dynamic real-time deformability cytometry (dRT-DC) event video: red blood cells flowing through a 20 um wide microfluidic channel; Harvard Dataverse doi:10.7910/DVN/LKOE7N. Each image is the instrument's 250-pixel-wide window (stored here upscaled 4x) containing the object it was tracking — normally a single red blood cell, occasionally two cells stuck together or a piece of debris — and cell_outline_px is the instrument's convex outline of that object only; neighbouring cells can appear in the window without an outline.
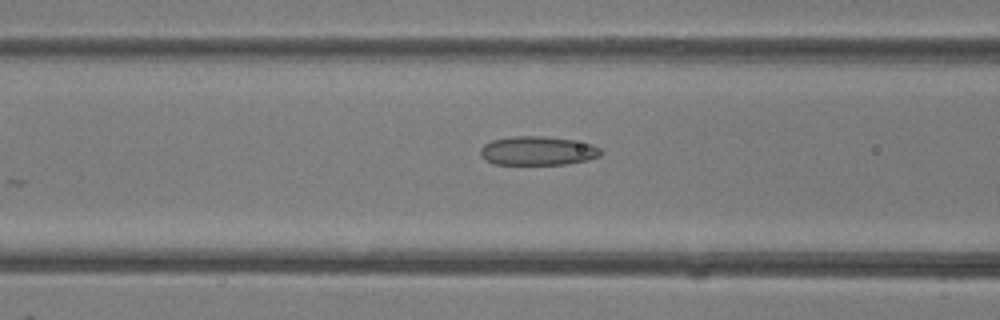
{"species": "common noctule bat (a hibernating species)", "species_latin": "Nyctalus noctula", "temperature_condition": "room temperature", "stored_images_in_passage": 22, "camera_frame_rate_fps": 3000, "um_per_image_px": 0.085, "animal": {"sex": "female"}, "frame": {"image": 1, "passage_image": 7, "time_ms": 2.0, "image_size_px": [1000, 320], "cell_outline_px": [[604, 152], [600, 156], [588, 160], [568, 164], [492, 164], [484, 160], [480, 156], [480, 148], [484, 144], [492, 140], [512, 136], [544, 136], [572, 140], [592, 144], [600, 148]], "centroid_in_image_um": [45.7, 12.82], "position_along_channel_um": 120.9, "area_um2": 20.52}}
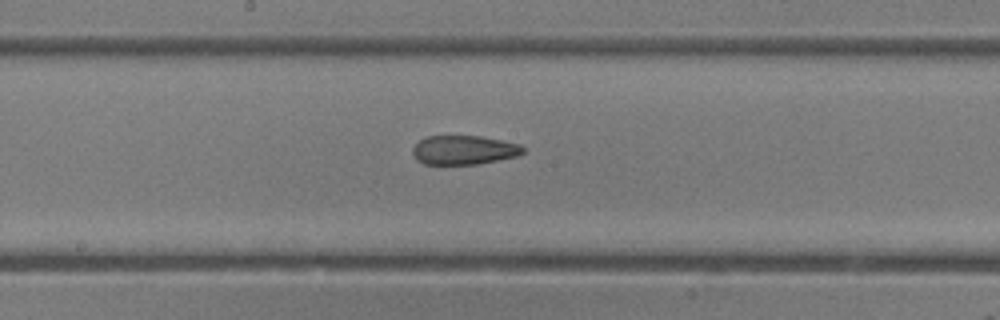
{"frame": {"image": 2, "passage_image": 12, "time_ms": 3.667, "image_size_px": [1000, 320], "cell_outline_px": [[524, 152], [516, 156], [476, 164], [424, 164], [416, 160], [412, 152], [412, 148], [420, 140], [428, 136], [480, 136], [520, 144], [524, 148]], "centroid_in_image_um": [39.4, 12.75], "position_along_channel_um": 208.8, "area_um2": 18.55}}
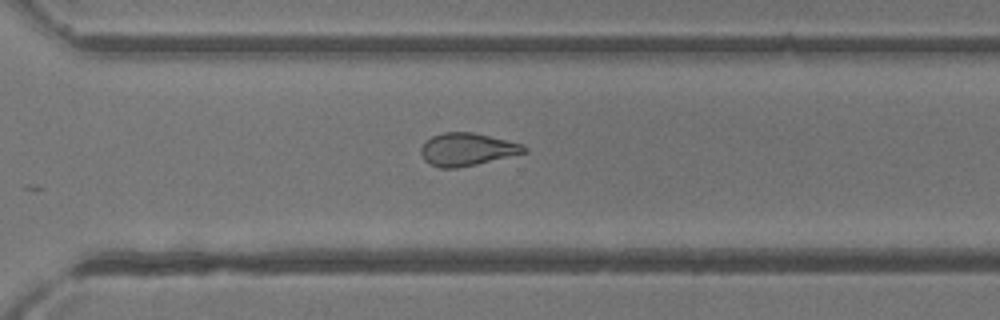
{"frame": {"image": 3, "passage_image": 19, "time_ms": 6.0, "image_size_px": [1000, 320], "cell_outline_px": [[528, 152], [476, 164], [456, 168], [440, 168], [428, 164], [424, 160], [420, 152], [420, 148], [424, 140], [432, 136], [444, 132], [472, 132], [524, 144], [528, 148]], "centroid_in_image_um": [39.67, 12.69], "position_along_channel_um": 330.9, "area_um2": 19.83}}